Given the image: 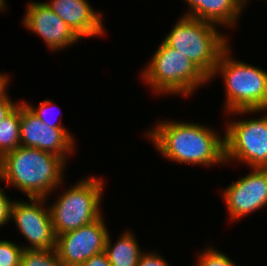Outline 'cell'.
Masks as SVG:
<instances>
[{"mask_svg":"<svg viewBox=\"0 0 267 266\" xmlns=\"http://www.w3.org/2000/svg\"><path fill=\"white\" fill-rule=\"evenodd\" d=\"M146 136L170 161L203 166L225 164L224 138L205 125L163 120Z\"/></svg>","mask_w":267,"mask_h":266,"instance_id":"cell-1","label":"cell"},{"mask_svg":"<svg viewBox=\"0 0 267 266\" xmlns=\"http://www.w3.org/2000/svg\"><path fill=\"white\" fill-rule=\"evenodd\" d=\"M66 162L52 153L19 146L0 158V180L18 188L28 198H48L63 183Z\"/></svg>","mask_w":267,"mask_h":266,"instance_id":"cell-2","label":"cell"},{"mask_svg":"<svg viewBox=\"0 0 267 266\" xmlns=\"http://www.w3.org/2000/svg\"><path fill=\"white\" fill-rule=\"evenodd\" d=\"M230 46L220 55L214 75L220 73L226 89V111L246 114L267 110V72L251 64L233 59ZM232 58V59H231Z\"/></svg>","mask_w":267,"mask_h":266,"instance_id":"cell-3","label":"cell"},{"mask_svg":"<svg viewBox=\"0 0 267 266\" xmlns=\"http://www.w3.org/2000/svg\"><path fill=\"white\" fill-rule=\"evenodd\" d=\"M163 41L189 58L208 78L212 76L221 53L229 46L215 24L188 16L177 20Z\"/></svg>","mask_w":267,"mask_h":266,"instance_id":"cell-4","label":"cell"},{"mask_svg":"<svg viewBox=\"0 0 267 266\" xmlns=\"http://www.w3.org/2000/svg\"><path fill=\"white\" fill-rule=\"evenodd\" d=\"M141 76L158 94L189 96L209 82V78L189 58L164 41L154 52Z\"/></svg>","mask_w":267,"mask_h":266,"instance_id":"cell-5","label":"cell"},{"mask_svg":"<svg viewBox=\"0 0 267 266\" xmlns=\"http://www.w3.org/2000/svg\"><path fill=\"white\" fill-rule=\"evenodd\" d=\"M103 184L102 178L94 176L81 179L51 204L55 236L76 230L102 216Z\"/></svg>","mask_w":267,"mask_h":266,"instance_id":"cell-6","label":"cell"},{"mask_svg":"<svg viewBox=\"0 0 267 266\" xmlns=\"http://www.w3.org/2000/svg\"><path fill=\"white\" fill-rule=\"evenodd\" d=\"M228 123L225 162L239 160L251 168H267V116Z\"/></svg>","mask_w":267,"mask_h":266,"instance_id":"cell-7","label":"cell"},{"mask_svg":"<svg viewBox=\"0 0 267 266\" xmlns=\"http://www.w3.org/2000/svg\"><path fill=\"white\" fill-rule=\"evenodd\" d=\"M28 201H13L10 219L29 242L23 249H55L56 236L53 230L50 207L45 208L46 198H29Z\"/></svg>","mask_w":267,"mask_h":266,"instance_id":"cell-8","label":"cell"},{"mask_svg":"<svg viewBox=\"0 0 267 266\" xmlns=\"http://www.w3.org/2000/svg\"><path fill=\"white\" fill-rule=\"evenodd\" d=\"M102 217L56 236L55 251L63 266H80L105 250L108 231Z\"/></svg>","mask_w":267,"mask_h":266,"instance_id":"cell-9","label":"cell"},{"mask_svg":"<svg viewBox=\"0 0 267 266\" xmlns=\"http://www.w3.org/2000/svg\"><path fill=\"white\" fill-rule=\"evenodd\" d=\"M73 136L66 128H51L44 124L21 102L20 146L36 148L61 157L66 163L75 152Z\"/></svg>","mask_w":267,"mask_h":266,"instance_id":"cell-10","label":"cell"},{"mask_svg":"<svg viewBox=\"0 0 267 266\" xmlns=\"http://www.w3.org/2000/svg\"><path fill=\"white\" fill-rule=\"evenodd\" d=\"M248 175L230 184L223 198L230 220L243 218L267 205V168H251Z\"/></svg>","mask_w":267,"mask_h":266,"instance_id":"cell-11","label":"cell"},{"mask_svg":"<svg viewBox=\"0 0 267 266\" xmlns=\"http://www.w3.org/2000/svg\"><path fill=\"white\" fill-rule=\"evenodd\" d=\"M23 17L28 30L41 36L56 52L77 43L81 38L44 2H30Z\"/></svg>","mask_w":267,"mask_h":266,"instance_id":"cell-12","label":"cell"},{"mask_svg":"<svg viewBox=\"0 0 267 266\" xmlns=\"http://www.w3.org/2000/svg\"><path fill=\"white\" fill-rule=\"evenodd\" d=\"M46 5L81 39L105 33L102 13L95 12L87 0H50Z\"/></svg>","mask_w":267,"mask_h":266,"instance_id":"cell-13","label":"cell"},{"mask_svg":"<svg viewBox=\"0 0 267 266\" xmlns=\"http://www.w3.org/2000/svg\"><path fill=\"white\" fill-rule=\"evenodd\" d=\"M111 237L107 235L105 252L111 266H137L142 251L134 234L124 231V234L111 244Z\"/></svg>","mask_w":267,"mask_h":266,"instance_id":"cell-14","label":"cell"},{"mask_svg":"<svg viewBox=\"0 0 267 266\" xmlns=\"http://www.w3.org/2000/svg\"><path fill=\"white\" fill-rule=\"evenodd\" d=\"M247 0H206V21L224 27H233Z\"/></svg>","mask_w":267,"mask_h":266,"instance_id":"cell-15","label":"cell"},{"mask_svg":"<svg viewBox=\"0 0 267 266\" xmlns=\"http://www.w3.org/2000/svg\"><path fill=\"white\" fill-rule=\"evenodd\" d=\"M20 104L0 123V158L20 146Z\"/></svg>","mask_w":267,"mask_h":266,"instance_id":"cell-16","label":"cell"},{"mask_svg":"<svg viewBox=\"0 0 267 266\" xmlns=\"http://www.w3.org/2000/svg\"><path fill=\"white\" fill-rule=\"evenodd\" d=\"M20 266H63L55 249H23Z\"/></svg>","mask_w":267,"mask_h":266,"instance_id":"cell-17","label":"cell"},{"mask_svg":"<svg viewBox=\"0 0 267 266\" xmlns=\"http://www.w3.org/2000/svg\"><path fill=\"white\" fill-rule=\"evenodd\" d=\"M22 246L8 240H0V266H20Z\"/></svg>","mask_w":267,"mask_h":266,"instance_id":"cell-18","label":"cell"},{"mask_svg":"<svg viewBox=\"0 0 267 266\" xmlns=\"http://www.w3.org/2000/svg\"><path fill=\"white\" fill-rule=\"evenodd\" d=\"M201 253L195 266H236L227 255L213 247H209Z\"/></svg>","mask_w":267,"mask_h":266,"instance_id":"cell-19","label":"cell"},{"mask_svg":"<svg viewBox=\"0 0 267 266\" xmlns=\"http://www.w3.org/2000/svg\"><path fill=\"white\" fill-rule=\"evenodd\" d=\"M33 113L36 117H38L44 124L48 125L51 128H63L61 125V122H54L52 119H50V115L48 117V114L50 113V107H53V101L51 100H44L41 103H39V106L37 108L32 107V105L23 102ZM52 105V106H51ZM53 110V109H52ZM51 114V113H50ZM53 115H51L52 117Z\"/></svg>","mask_w":267,"mask_h":266,"instance_id":"cell-20","label":"cell"},{"mask_svg":"<svg viewBox=\"0 0 267 266\" xmlns=\"http://www.w3.org/2000/svg\"><path fill=\"white\" fill-rule=\"evenodd\" d=\"M189 7V11L182 16L206 21V0H184Z\"/></svg>","mask_w":267,"mask_h":266,"instance_id":"cell-21","label":"cell"},{"mask_svg":"<svg viewBox=\"0 0 267 266\" xmlns=\"http://www.w3.org/2000/svg\"><path fill=\"white\" fill-rule=\"evenodd\" d=\"M137 266H169V264L157 252H142Z\"/></svg>","mask_w":267,"mask_h":266,"instance_id":"cell-22","label":"cell"},{"mask_svg":"<svg viewBox=\"0 0 267 266\" xmlns=\"http://www.w3.org/2000/svg\"><path fill=\"white\" fill-rule=\"evenodd\" d=\"M7 194L0 188V226L6 225L9 222L11 215V206L13 199L10 201Z\"/></svg>","mask_w":267,"mask_h":266,"instance_id":"cell-23","label":"cell"},{"mask_svg":"<svg viewBox=\"0 0 267 266\" xmlns=\"http://www.w3.org/2000/svg\"><path fill=\"white\" fill-rule=\"evenodd\" d=\"M80 266H111L105 251L93 255L88 260L84 261Z\"/></svg>","mask_w":267,"mask_h":266,"instance_id":"cell-24","label":"cell"},{"mask_svg":"<svg viewBox=\"0 0 267 266\" xmlns=\"http://www.w3.org/2000/svg\"><path fill=\"white\" fill-rule=\"evenodd\" d=\"M20 103H13L7 96L4 100L0 101V123L19 105Z\"/></svg>","mask_w":267,"mask_h":266,"instance_id":"cell-25","label":"cell"},{"mask_svg":"<svg viewBox=\"0 0 267 266\" xmlns=\"http://www.w3.org/2000/svg\"><path fill=\"white\" fill-rule=\"evenodd\" d=\"M8 78H9V75H6V73L2 74L0 72V101L4 100L8 96L6 93V90L8 89L7 86L10 81V79Z\"/></svg>","mask_w":267,"mask_h":266,"instance_id":"cell-26","label":"cell"},{"mask_svg":"<svg viewBox=\"0 0 267 266\" xmlns=\"http://www.w3.org/2000/svg\"><path fill=\"white\" fill-rule=\"evenodd\" d=\"M5 2H6L5 0H0V12L4 9L6 10V3Z\"/></svg>","mask_w":267,"mask_h":266,"instance_id":"cell-27","label":"cell"}]
</instances>
